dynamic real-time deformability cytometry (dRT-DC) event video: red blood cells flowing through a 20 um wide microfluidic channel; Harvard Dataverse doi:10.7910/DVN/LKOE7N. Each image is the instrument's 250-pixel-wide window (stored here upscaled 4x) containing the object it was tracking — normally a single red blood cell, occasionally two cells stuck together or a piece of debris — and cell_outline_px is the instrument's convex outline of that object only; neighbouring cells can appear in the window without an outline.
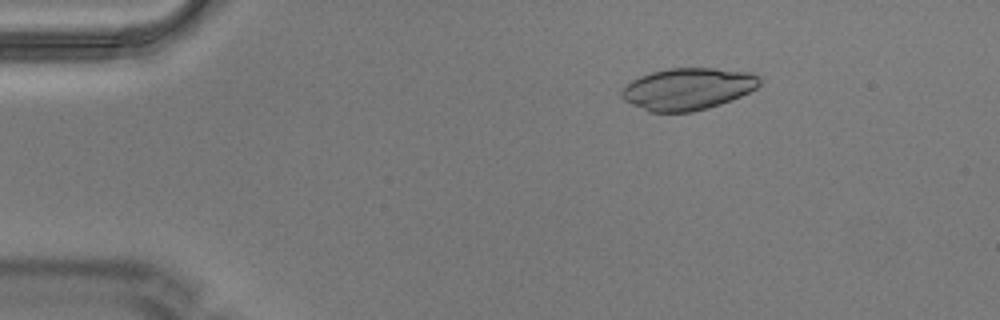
{"species": "Egyptian fruit bat (a non-hibernating species)", "species_latin": "Rousettus aegyptiacus", "temperature_condition": "warm", "stored_images_in_passage": 5, "camera_frame_rate_fps": 3000, "um_per_image_px": 0.085, "animal": {"sex": "male"}, "frame": {"image": 1, "passage_image": 3, "time_ms": 0.667, "image_size_px": [1000, 320], "cell_outline_px": [[760, 84], [756, 88], [740, 96], [720, 104], [708, 108], [692, 112], [648, 112], [624, 100], [620, 96], [620, 92], [632, 80], [640, 76], [652, 72], [668, 68], [716, 68], [752, 72], [760, 76]], "centroid_in_image_um": [58.47, 7.55], "position_along_channel_um": 26.5, "area_um2": 33.76}}